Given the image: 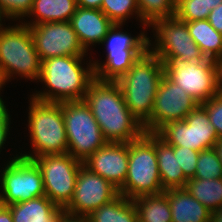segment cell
Listing matches in <instances>:
<instances>
[{"instance_id":"6da1fadb","label":"cell","mask_w":222,"mask_h":222,"mask_svg":"<svg viewBox=\"0 0 222 222\" xmlns=\"http://www.w3.org/2000/svg\"><path fill=\"white\" fill-rule=\"evenodd\" d=\"M108 143H129L145 133L143 125L129 111L116 81L94 79L83 99Z\"/></svg>"},{"instance_id":"7a4b0ae2","label":"cell","mask_w":222,"mask_h":222,"mask_svg":"<svg viewBox=\"0 0 222 222\" xmlns=\"http://www.w3.org/2000/svg\"><path fill=\"white\" fill-rule=\"evenodd\" d=\"M84 57L61 56L43 60L38 80L44 82L47 90L36 91L31 97L54 103L83 100L90 83L95 79L94 65L91 61L83 68Z\"/></svg>"},{"instance_id":"3957f363","label":"cell","mask_w":222,"mask_h":222,"mask_svg":"<svg viewBox=\"0 0 222 222\" xmlns=\"http://www.w3.org/2000/svg\"><path fill=\"white\" fill-rule=\"evenodd\" d=\"M164 76V63L147 51L116 82L129 111L144 125L152 115L158 86Z\"/></svg>"},{"instance_id":"277c9868","label":"cell","mask_w":222,"mask_h":222,"mask_svg":"<svg viewBox=\"0 0 222 222\" xmlns=\"http://www.w3.org/2000/svg\"><path fill=\"white\" fill-rule=\"evenodd\" d=\"M28 130L33 152L20 154L32 160L44 155L67 153V134L62 113V104L43 102L30 98Z\"/></svg>"},{"instance_id":"5b68a950","label":"cell","mask_w":222,"mask_h":222,"mask_svg":"<svg viewBox=\"0 0 222 222\" xmlns=\"http://www.w3.org/2000/svg\"><path fill=\"white\" fill-rule=\"evenodd\" d=\"M41 66L29 26L21 22L0 31V76L5 83L17 74L21 78L38 80Z\"/></svg>"},{"instance_id":"8992f818","label":"cell","mask_w":222,"mask_h":222,"mask_svg":"<svg viewBox=\"0 0 222 222\" xmlns=\"http://www.w3.org/2000/svg\"><path fill=\"white\" fill-rule=\"evenodd\" d=\"M118 191L132 200L138 196L159 195L164 192L155 150V133L145 132L129 142L126 180Z\"/></svg>"},{"instance_id":"52a82bcc","label":"cell","mask_w":222,"mask_h":222,"mask_svg":"<svg viewBox=\"0 0 222 222\" xmlns=\"http://www.w3.org/2000/svg\"><path fill=\"white\" fill-rule=\"evenodd\" d=\"M123 24H114L101 44H106V61H93L95 78L101 81H117L148 51V37L141 33L132 37L119 30ZM143 32V33H142Z\"/></svg>"},{"instance_id":"ba28073f","label":"cell","mask_w":222,"mask_h":222,"mask_svg":"<svg viewBox=\"0 0 222 222\" xmlns=\"http://www.w3.org/2000/svg\"><path fill=\"white\" fill-rule=\"evenodd\" d=\"M61 104L68 140L67 153L83 162L108 142L84 100L63 101Z\"/></svg>"},{"instance_id":"9c48e42d","label":"cell","mask_w":222,"mask_h":222,"mask_svg":"<svg viewBox=\"0 0 222 222\" xmlns=\"http://www.w3.org/2000/svg\"><path fill=\"white\" fill-rule=\"evenodd\" d=\"M148 27H152L156 32L153 34L156 37L154 45L151 43L152 40L148 39V51L164 64L171 58H178L185 63L202 62L207 59L190 36L187 22L173 16L157 19Z\"/></svg>"},{"instance_id":"30bf717a","label":"cell","mask_w":222,"mask_h":222,"mask_svg":"<svg viewBox=\"0 0 222 222\" xmlns=\"http://www.w3.org/2000/svg\"><path fill=\"white\" fill-rule=\"evenodd\" d=\"M32 160L41 170L45 195L59 207L65 208L73 198L83 162L69 153L44 155Z\"/></svg>"},{"instance_id":"8fae6325","label":"cell","mask_w":222,"mask_h":222,"mask_svg":"<svg viewBox=\"0 0 222 222\" xmlns=\"http://www.w3.org/2000/svg\"><path fill=\"white\" fill-rule=\"evenodd\" d=\"M0 182L5 206L45 195L40 168L33 160L18 155L3 167Z\"/></svg>"},{"instance_id":"7c38bea8","label":"cell","mask_w":222,"mask_h":222,"mask_svg":"<svg viewBox=\"0 0 222 222\" xmlns=\"http://www.w3.org/2000/svg\"><path fill=\"white\" fill-rule=\"evenodd\" d=\"M164 75L181 86L199 104L217 94L214 59L185 63L178 58H171L164 64Z\"/></svg>"},{"instance_id":"4fadbf2b","label":"cell","mask_w":222,"mask_h":222,"mask_svg":"<svg viewBox=\"0 0 222 222\" xmlns=\"http://www.w3.org/2000/svg\"><path fill=\"white\" fill-rule=\"evenodd\" d=\"M199 103L181 86L163 76L154 99L152 115L143 125L145 132L156 133L172 121H182Z\"/></svg>"},{"instance_id":"5bb4252c","label":"cell","mask_w":222,"mask_h":222,"mask_svg":"<svg viewBox=\"0 0 222 222\" xmlns=\"http://www.w3.org/2000/svg\"><path fill=\"white\" fill-rule=\"evenodd\" d=\"M29 28L42 61L51 57L85 56L87 53L70 21L41 23Z\"/></svg>"},{"instance_id":"9a60e30c","label":"cell","mask_w":222,"mask_h":222,"mask_svg":"<svg viewBox=\"0 0 222 222\" xmlns=\"http://www.w3.org/2000/svg\"><path fill=\"white\" fill-rule=\"evenodd\" d=\"M118 195V189L109 181L82 165L79 169L73 198L64 210L70 214L88 216Z\"/></svg>"},{"instance_id":"2e32d148","label":"cell","mask_w":222,"mask_h":222,"mask_svg":"<svg viewBox=\"0 0 222 222\" xmlns=\"http://www.w3.org/2000/svg\"><path fill=\"white\" fill-rule=\"evenodd\" d=\"M128 160L129 143H107L84 160L83 165L119 190L126 180Z\"/></svg>"},{"instance_id":"e0dca14e","label":"cell","mask_w":222,"mask_h":222,"mask_svg":"<svg viewBox=\"0 0 222 222\" xmlns=\"http://www.w3.org/2000/svg\"><path fill=\"white\" fill-rule=\"evenodd\" d=\"M70 23L76 32L82 47L88 52L89 47L101 44L114 23L100 10L77 7Z\"/></svg>"},{"instance_id":"ac0fdd59","label":"cell","mask_w":222,"mask_h":222,"mask_svg":"<svg viewBox=\"0 0 222 222\" xmlns=\"http://www.w3.org/2000/svg\"><path fill=\"white\" fill-rule=\"evenodd\" d=\"M13 222H59L63 207L53 203L46 195L8 205Z\"/></svg>"},{"instance_id":"d6986e66","label":"cell","mask_w":222,"mask_h":222,"mask_svg":"<svg viewBox=\"0 0 222 222\" xmlns=\"http://www.w3.org/2000/svg\"><path fill=\"white\" fill-rule=\"evenodd\" d=\"M168 195L172 222H210L211 211L185 188L164 191Z\"/></svg>"},{"instance_id":"ffe728a7","label":"cell","mask_w":222,"mask_h":222,"mask_svg":"<svg viewBox=\"0 0 222 222\" xmlns=\"http://www.w3.org/2000/svg\"><path fill=\"white\" fill-rule=\"evenodd\" d=\"M155 150L163 190L185 188L188 179L177 161V155H174V146L155 133Z\"/></svg>"},{"instance_id":"44dd1931","label":"cell","mask_w":222,"mask_h":222,"mask_svg":"<svg viewBox=\"0 0 222 222\" xmlns=\"http://www.w3.org/2000/svg\"><path fill=\"white\" fill-rule=\"evenodd\" d=\"M76 0H33L32 8L27 17L33 16L34 20L24 23L26 26H34L48 22H67L77 9Z\"/></svg>"},{"instance_id":"7402d4cb","label":"cell","mask_w":222,"mask_h":222,"mask_svg":"<svg viewBox=\"0 0 222 222\" xmlns=\"http://www.w3.org/2000/svg\"><path fill=\"white\" fill-rule=\"evenodd\" d=\"M187 28L206 58H222V34L217 32L207 19L187 22Z\"/></svg>"},{"instance_id":"603a6c76","label":"cell","mask_w":222,"mask_h":222,"mask_svg":"<svg viewBox=\"0 0 222 222\" xmlns=\"http://www.w3.org/2000/svg\"><path fill=\"white\" fill-rule=\"evenodd\" d=\"M138 222H172L168 195H142L133 199Z\"/></svg>"},{"instance_id":"cb8c5ba5","label":"cell","mask_w":222,"mask_h":222,"mask_svg":"<svg viewBox=\"0 0 222 222\" xmlns=\"http://www.w3.org/2000/svg\"><path fill=\"white\" fill-rule=\"evenodd\" d=\"M88 218L90 222H138L134 201L121 194L94 210Z\"/></svg>"},{"instance_id":"d4e9b609","label":"cell","mask_w":222,"mask_h":222,"mask_svg":"<svg viewBox=\"0 0 222 222\" xmlns=\"http://www.w3.org/2000/svg\"><path fill=\"white\" fill-rule=\"evenodd\" d=\"M185 189L211 212L222 207V178L188 179Z\"/></svg>"},{"instance_id":"484cf974","label":"cell","mask_w":222,"mask_h":222,"mask_svg":"<svg viewBox=\"0 0 222 222\" xmlns=\"http://www.w3.org/2000/svg\"><path fill=\"white\" fill-rule=\"evenodd\" d=\"M184 121L196 129L198 152L214 148L218 137L206 110L200 104L186 116Z\"/></svg>"},{"instance_id":"4316f807","label":"cell","mask_w":222,"mask_h":222,"mask_svg":"<svg viewBox=\"0 0 222 222\" xmlns=\"http://www.w3.org/2000/svg\"><path fill=\"white\" fill-rule=\"evenodd\" d=\"M156 134L171 146H184L197 151L196 129L184 120L168 122Z\"/></svg>"},{"instance_id":"83f0119b","label":"cell","mask_w":222,"mask_h":222,"mask_svg":"<svg viewBox=\"0 0 222 222\" xmlns=\"http://www.w3.org/2000/svg\"><path fill=\"white\" fill-rule=\"evenodd\" d=\"M100 10L114 23L123 24L134 13L140 18L144 29L148 27L142 20L138 9L137 0H103ZM131 15V16H130ZM146 26V27H145Z\"/></svg>"},{"instance_id":"f1b7e54d","label":"cell","mask_w":222,"mask_h":222,"mask_svg":"<svg viewBox=\"0 0 222 222\" xmlns=\"http://www.w3.org/2000/svg\"><path fill=\"white\" fill-rule=\"evenodd\" d=\"M176 0H137L141 20L149 26L153 21L175 15Z\"/></svg>"},{"instance_id":"f546056e","label":"cell","mask_w":222,"mask_h":222,"mask_svg":"<svg viewBox=\"0 0 222 222\" xmlns=\"http://www.w3.org/2000/svg\"><path fill=\"white\" fill-rule=\"evenodd\" d=\"M222 178V163L214 148L200 151L196 164V173L193 179H220Z\"/></svg>"},{"instance_id":"4dcf8cb0","label":"cell","mask_w":222,"mask_h":222,"mask_svg":"<svg viewBox=\"0 0 222 222\" xmlns=\"http://www.w3.org/2000/svg\"><path fill=\"white\" fill-rule=\"evenodd\" d=\"M206 0H176L175 17L184 22L208 19Z\"/></svg>"},{"instance_id":"1f68e13d","label":"cell","mask_w":222,"mask_h":222,"mask_svg":"<svg viewBox=\"0 0 222 222\" xmlns=\"http://www.w3.org/2000/svg\"><path fill=\"white\" fill-rule=\"evenodd\" d=\"M199 153L184 146H174V155H177V161L187 179L194 178L195 176Z\"/></svg>"},{"instance_id":"d6a6232c","label":"cell","mask_w":222,"mask_h":222,"mask_svg":"<svg viewBox=\"0 0 222 222\" xmlns=\"http://www.w3.org/2000/svg\"><path fill=\"white\" fill-rule=\"evenodd\" d=\"M200 105L206 110L218 139H222V95L216 94Z\"/></svg>"},{"instance_id":"836d02e7","label":"cell","mask_w":222,"mask_h":222,"mask_svg":"<svg viewBox=\"0 0 222 222\" xmlns=\"http://www.w3.org/2000/svg\"><path fill=\"white\" fill-rule=\"evenodd\" d=\"M33 0H0V6L7 19L21 20L29 14Z\"/></svg>"},{"instance_id":"e575fe53","label":"cell","mask_w":222,"mask_h":222,"mask_svg":"<svg viewBox=\"0 0 222 222\" xmlns=\"http://www.w3.org/2000/svg\"><path fill=\"white\" fill-rule=\"evenodd\" d=\"M10 115L4 103H0V149L4 148L7 136L10 134ZM1 151V150H0Z\"/></svg>"},{"instance_id":"d590c367","label":"cell","mask_w":222,"mask_h":222,"mask_svg":"<svg viewBox=\"0 0 222 222\" xmlns=\"http://www.w3.org/2000/svg\"><path fill=\"white\" fill-rule=\"evenodd\" d=\"M207 20L217 32L222 34V3L210 11Z\"/></svg>"},{"instance_id":"8d00e7d4","label":"cell","mask_w":222,"mask_h":222,"mask_svg":"<svg viewBox=\"0 0 222 222\" xmlns=\"http://www.w3.org/2000/svg\"><path fill=\"white\" fill-rule=\"evenodd\" d=\"M59 222H90L88 216L74 215L68 212H63Z\"/></svg>"},{"instance_id":"74e56055","label":"cell","mask_w":222,"mask_h":222,"mask_svg":"<svg viewBox=\"0 0 222 222\" xmlns=\"http://www.w3.org/2000/svg\"><path fill=\"white\" fill-rule=\"evenodd\" d=\"M214 64L216 67V89L217 94L222 95V58L215 59Z\"/></svg>"},{"instance_id":"f35d334b","label":"cell","mask_w":222,"mask_h":222,"mask_svg":"<svg viewBox=\"0 0 222 222\" xmlns=\"http://www.w3.org/2000/svg\"><path fill=\"white\" fill-rule=\"evenodd\" d=\"M103 0H76L77 6L81 8L100 9Z\"/></svg>"},{"instance_id":"ab89813d","label":"cell","mask_w":222,"mask_h":222,"mask_svg":"<svg viewBox=\"0 0 222 222\" xmlns=\"http://www.w3.org/2000/svg\"><path fill=\"white\" fill-rule=\"evenodd\" d=\"M0 222H13L12 214L8 206H3L0 210Z\"/></svg>"},{"instance_id":"60d3db41","label":"cell","mask_w":222,"mask_h":222,"mask_svg":"<svg viewBox=\"0 0 222 222\" xmlns=\"http://www.w3.org/2000/svg\"><path fill=\"white\" fill-rule=\"evenodd\" d=\"M210 222H222V207L211 212Z\"/></svg>"},{"instance_id":"b9f144b4","label":"cell","mask_w":222,"mask_h":222,"mask_svg":"<svg viewBox=\"0 0 222 222\" xmlns=\"http://www.w3.org/2000/svg\"><path fill=\"white\" fill-rule=\"evenodd\" d=\"M214 149L216 150L218 158L222 163V139H218V141L214 145Z\"/></svg>"},{"instance_id":"7bdbcfd3","label":"cell","mask_w":222,"mask_h":222,"mask_svg":"<svg viewBox=\"0 0 222 222\" xmlns=\"http://www.w3.org/2000/svg\"><path fill=\"white\" fill-rule=\"evenodd\" d=\"M206 2H207V8L211 11L212 9L221 4L222 0H206Z\"/></svg>"},{"instance_id":"ee69618b","label":"cell","mask_w":222,"mask_h":222,"mask_svg":"<svg viewBox=\"0 0 222 222\" xmlns=\"http://www.w3.org/2000/svg\"><path fill=\"white\" fill-rule=\"evenodd\" d=\"M4 17L7 18V16L5 15V13L3 12V10L0 6V31L6 28V27L2 26L3 24H1Z\"/></svg>"},{"instance_id":"f6af8a7d","label":"cell","mask_w":222,"mask_h":222,"mask_svg":"<svg viewBox=\"0 0 222 222\" xmlns=\"http://www.w3.org/2000/svg\"><path fill=\"white\" fill-rule=\"evenodd\" d=\"M4 85H5V82H4L3 78L0 76V90H2L1 88H2V86L4 87ZM0 103H5L3 101V99L1 98V96H0Z\"/></svg>"},{"instance_id":"bcb514c9","label":"cell","mask_w":222,"mask_h":222,"mask_svg":"<svg viewBox=\"0 0 222 222\" xmlns=\"http://www.w3.org/2000/svg\"><path fill=\"white\" fill-rule=\"evenodd\" d=\"M4 206V203H3V200H2V198H1V196H0V210H1V208Z\"/></svg>"}]
</instances>
